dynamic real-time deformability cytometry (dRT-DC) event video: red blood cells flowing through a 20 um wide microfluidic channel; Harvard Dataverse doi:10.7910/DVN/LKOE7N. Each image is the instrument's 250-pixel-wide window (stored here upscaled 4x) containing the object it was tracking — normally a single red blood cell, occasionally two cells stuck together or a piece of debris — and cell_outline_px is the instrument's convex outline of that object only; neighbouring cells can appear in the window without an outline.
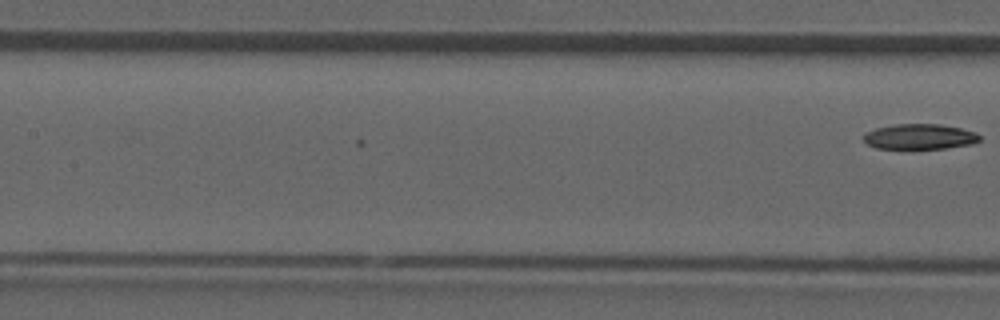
{"species": "common noctule bat (a hibernating species)", "species_latin": "Nyctalus noctula", "temperature_condition": "room temperature", "stored_images_in_passage": 10, "camera_frame_rate_fps": 3000, "um_per_image_px": 0.085, "animal": {"sex": "male", "forearm_length_mm": 52.5}, "frame": {"image": 1, "passage_image": 10, "time_ms": 3.0, "image_size_px": [1000, 320], "cell_outline_px": [[980, 140], [972, 144], [944, 148], [876, 148], [868, 144], [860, 136], [864, 132], [876, 128], [896, 124], [940, 124], [960, 128], [976, 132], [980, 136]], "centroid_in_image_um": [78.14, 11.6], "position_along_channel_um": 129.3, "area_um2": 17.11}}